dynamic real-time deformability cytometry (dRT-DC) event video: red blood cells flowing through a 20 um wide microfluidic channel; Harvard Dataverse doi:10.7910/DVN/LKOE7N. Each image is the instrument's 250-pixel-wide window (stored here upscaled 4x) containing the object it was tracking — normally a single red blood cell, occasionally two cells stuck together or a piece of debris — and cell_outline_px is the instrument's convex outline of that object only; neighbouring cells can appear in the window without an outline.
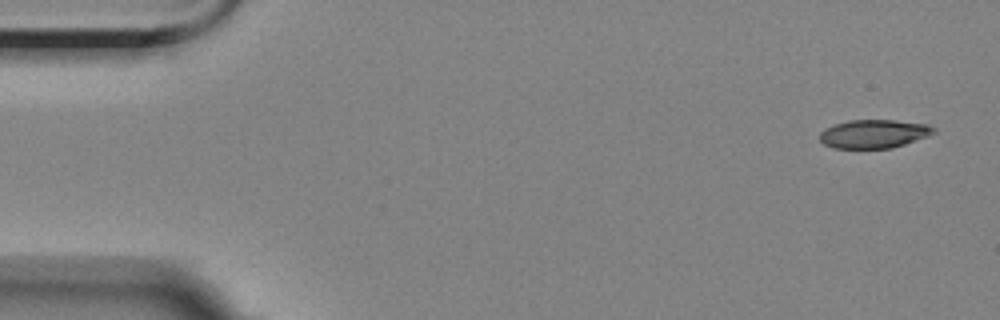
{"species": "Egyptian fruit bat (a non-hibernating species)", "species_latin": "Rousettus aegyptiacus", "temperature_condition": "room temperature", "stored_images_in_passage": 3, "camera_frame_rate_fps": 3000, "um_per_image_px": 0.085, "animal": {"sex": "female"}, "frame": {"image": 1, "passage_image": 1, "time_ms": 0.0, "image_size_px": [1000, 320], "cell_outline_px": [[936, 132], [904, 144], [892, 148], [832, 148], [824, 144], [820, 140], [820, 132], [824, 128], [848, 120], [892, 120], [928, 124], [936, 128]], "centroid_in_image_um": [74.25, 11.37], "position_along_channel_um": 10.7, "area_um2": 18.84}}